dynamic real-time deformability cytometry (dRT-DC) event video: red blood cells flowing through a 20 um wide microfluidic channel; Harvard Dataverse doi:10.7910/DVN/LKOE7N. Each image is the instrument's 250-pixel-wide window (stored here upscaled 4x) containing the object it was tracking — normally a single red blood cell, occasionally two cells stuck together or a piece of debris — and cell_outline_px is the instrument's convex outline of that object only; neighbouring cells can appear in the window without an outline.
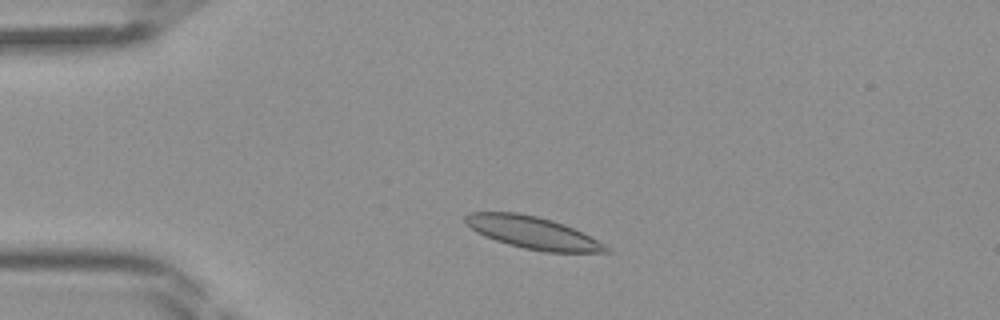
{"species": "Egyptian fruit bat (a non-hibernating species)", "species_latin": "Rousettus aegyptiacus", "temperature_condition": "room temperature", "stored_images_in_passage": 38, "camera_frame_rate_fps": 3000, "um_per_image_px": 0.085, "frame": {"image": 1, "passage_image": 4, "time_ms": 1.0, "image_size_px": [1000, 320], "cell_outline_px": [[592, 240], [584, 252], [564, 252], [532, 248], [500, 240], [484, 232], [504, 216], [528, 216], [544, 220], [568, 228]], "centroid_in_image_um": [45.75, 19.93], "position_along_channel_um": 39.3, "area_um2": 17.69}}
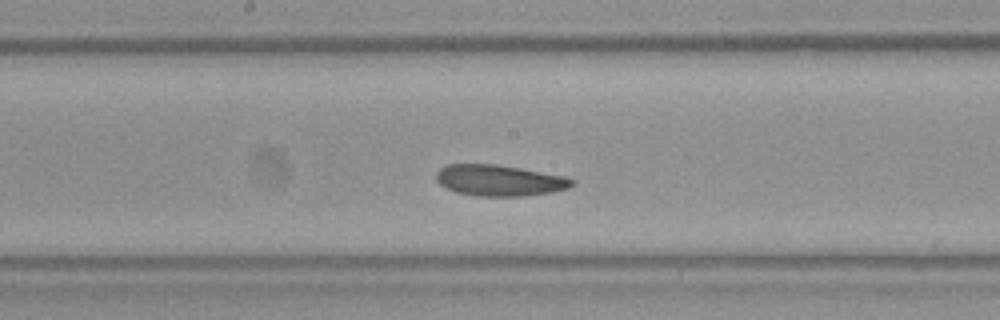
{"frame": {"image": 2, "passage_image": 17, "time_ms": 5.333, "image_size_px": [1000, 320], "cell_outline_px": [[568, 184], [560, 188], [532, 192], [472, 192], [456, 188], [440, 180], [440, 172], [448, 168], [460, 164], [472, 164], [508, 168], [568, 180]], "centroid_in_image_um": [42.31, 15.26], "position_along_channel_um": 205.9, "area_um2": 18.61}}
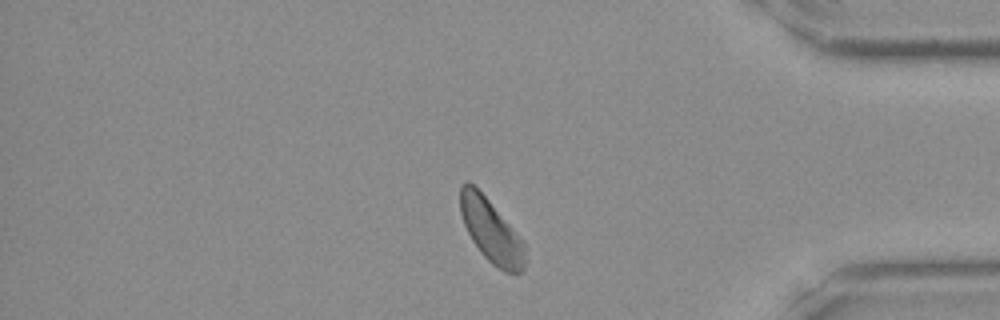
{"frame": {"image": 3, "passage_image": 31, "time_ms": 10.0, "image_size_px": [1000, 320], "cell_outline_px": [[508, 240], [496, 264], [476, 244], [464, 220], [460, 204], [460, 192], [464, 184], [472, 184], [484, 196], [492, 208], [504, 228], [508, 236]], "centroid_in_image_um": [41.04, 18.91], "position_along_channel_um": 394.2, "area_um2": 14.97}}